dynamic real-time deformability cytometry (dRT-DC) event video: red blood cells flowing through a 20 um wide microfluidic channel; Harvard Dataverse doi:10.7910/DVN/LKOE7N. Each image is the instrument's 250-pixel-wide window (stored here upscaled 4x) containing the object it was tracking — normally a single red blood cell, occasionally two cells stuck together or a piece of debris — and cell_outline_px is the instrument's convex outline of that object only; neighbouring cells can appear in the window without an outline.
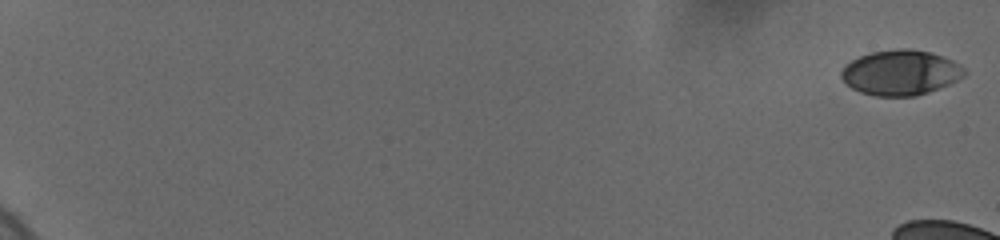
{"species": "human", "species_latin": "Homo sapiens", "temperature_condition": "cold", "stored_images_in_passage": 19, "camera_frame_rate_fps": 3000, "um_per_image_px": 0.085, "donor": {"sex": "female"}, "frame": {"image": 1, "passage_image": 1, "time_ms": 0.0, "image_size_px": [1000, 240], "cell_outline_px": [[968, 72], [964, 76], [948, 84], [928, 92], [916, 96], [876, 96], [860, 92], [852, 88], [840, 76], [840, 72], [844, 64], [860, 56], [872, 52], [900, 48], [908, 48], [932, 52], [952, 60], [960, 64]], "centroid_in_image_um": [76.55, 6.16], "position_along_channel_um": 8.4, "area_um2": 32.43}}